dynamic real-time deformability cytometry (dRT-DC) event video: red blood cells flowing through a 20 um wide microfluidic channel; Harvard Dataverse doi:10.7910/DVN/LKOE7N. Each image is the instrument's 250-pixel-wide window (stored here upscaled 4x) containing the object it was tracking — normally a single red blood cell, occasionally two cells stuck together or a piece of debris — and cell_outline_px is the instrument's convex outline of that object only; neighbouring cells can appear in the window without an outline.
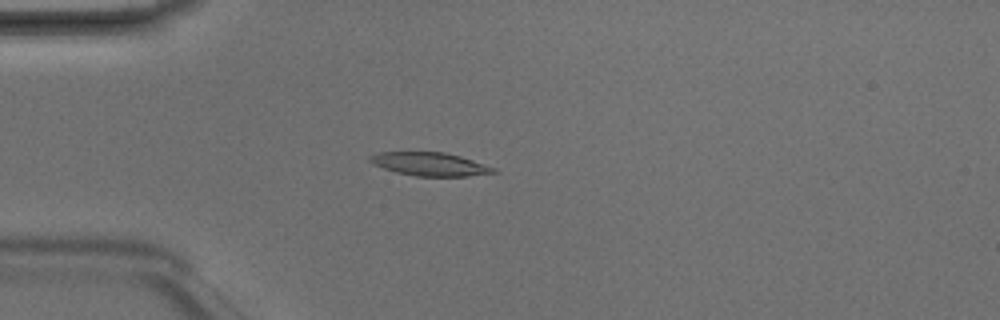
{"species": "Egyptian fruit bat (a non-hibernating species)", "species_latin": "Rousettus aegyptiacus", "temperature_condition": "room temperature", "stored_images_in_passage": 5, "camera_frame_rate_fps": 3000, "um_per_image_px": 0.085, "animal": {"sex": "male"}, "frame": {"image": 1, "passage_image": 4, "time_ms": 1.0, "image_size_px": [1000, 320], "cell_outline_px": [[500, 172], [468, 176], [416, 176], [396, 172], [372, 164], [368, 160], [368, 156], [380, 152], [444, 152], [460, 156], [496, 168]], "centroid_in_image_um": [36.54, 13.95], "position_along_channel_um": 48.5, "area_um2": 16.82}}